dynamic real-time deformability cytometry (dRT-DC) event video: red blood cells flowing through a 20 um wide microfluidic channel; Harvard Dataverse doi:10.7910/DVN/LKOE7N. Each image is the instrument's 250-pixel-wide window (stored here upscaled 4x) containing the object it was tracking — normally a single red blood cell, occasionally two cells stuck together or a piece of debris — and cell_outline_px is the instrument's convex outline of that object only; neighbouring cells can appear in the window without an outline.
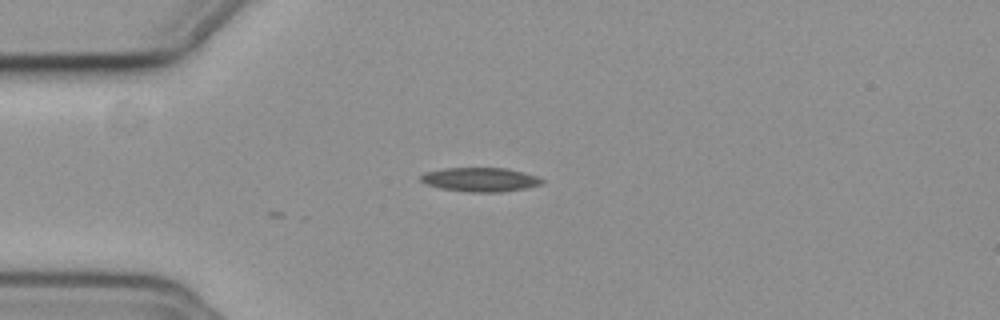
{"species": "common noctule bat (a hibernating species)", "species_latin": "Nyctalus noctula", "temperature_condition": "cold", "stored_images_in_passage": 7, "camera_frame_rate_fps": 3000, "um_per_image_px": 0.085, "animal": {"sex": "female", "body_mass_g": 19.3, "forearm_length_mm": 54.1}, "frame": {"image": 1, "passage_image": 1, "time_ms": 0.0, "image_size_px": [1000, 320], "cell_outline_px": [[544, 180], [540, 184], [524, 188], [500, 192], [468, 192], [440, 188], [424, 184], [420, 180], [420, 176], [424, 172], [444, 168], [508, 168], [540, 176]], "centroid_in_image_um": [40.8, 15.25], "position_along_channel_um": 44.2, "area_um2": 17.11}}